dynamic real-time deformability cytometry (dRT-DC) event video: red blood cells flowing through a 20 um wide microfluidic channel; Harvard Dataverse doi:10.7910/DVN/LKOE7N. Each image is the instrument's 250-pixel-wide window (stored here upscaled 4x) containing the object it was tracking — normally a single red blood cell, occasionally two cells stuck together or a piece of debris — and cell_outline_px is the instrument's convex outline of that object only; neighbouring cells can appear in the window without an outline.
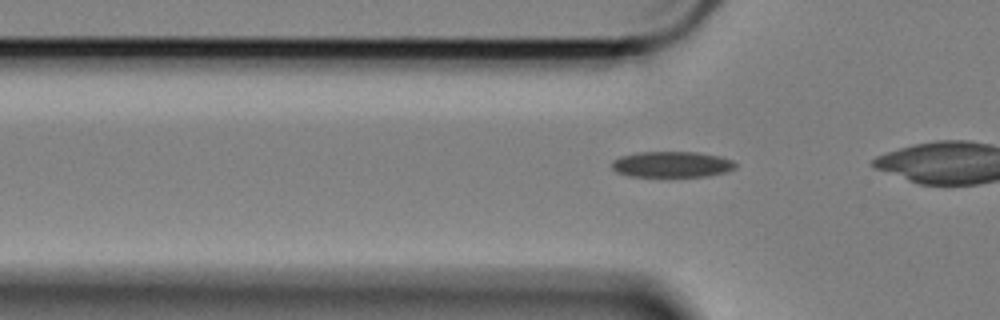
{"species": "Egyptian fruit bat (a non-hibernating species)", "species_latin": "Rousettus aegyptiacus", "temperature_condition": "cold", "stored_images_in_passage": 42, "camera_frame_rate_fps": 3000, "um_per_image_px": 0.085, "animal": {"sex": "female"}, "frame": {"image": 1, "passage_image": 14, "time_ms": 4.333, "image_size_px": [1000, 320], "cell_outline_px": [[736, 168], [724, 172], [708, 176], [628, 176], [616, 172], [612, 168], [612, 160], [620, 156], [640, 152], [696, 152], [716, 156], [732, 160], [736, 164]], "centroid_in_image_um": [57.07, 13.97], "position_along_channel_um": 68.7, "area_um2": 18.5}}
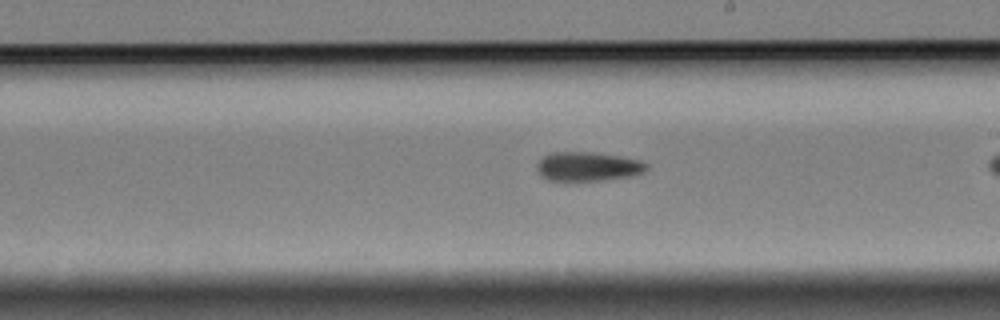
{"frame": {"image": 2, "passage_image": 29, "time_ms": 9.333, "image_size_px": [1000, 320], "cell_outline_px": [[648, 168], [640, 172], [628, 176], [600, 180], [548, 180], [540, 176], [536, 168], [536, 164], [544, 156], [552, 152], [592, 152], [620, 156], [640, 160], [648, 164]], "centroid_in_image_um": [49.92, 14.14], "position_along_channel_um": 239.1, "area_um2": 18.38}}
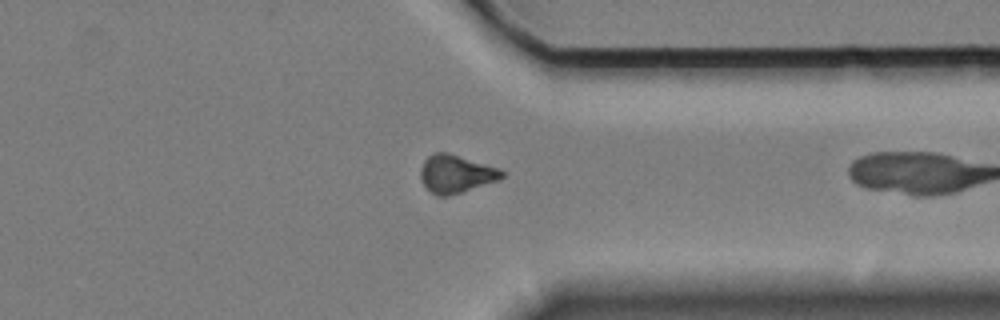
{"frame": {"image": 3, "passage_image": 41, "time_ms": 13.333, "image_size_px": [1000, 320], "cell_outline_px": [[504, 176], [500, 180], [448, 196], [436, 196], [424, 184], [420, 176], [420, 168], [424, 160], [432, 152], [448, 152], [500, 168], [504, 172]], "centroid_in_image_um": [38.76, 14.76], "position_along_channel_um": 372.6, "area_um2": 18.09}}